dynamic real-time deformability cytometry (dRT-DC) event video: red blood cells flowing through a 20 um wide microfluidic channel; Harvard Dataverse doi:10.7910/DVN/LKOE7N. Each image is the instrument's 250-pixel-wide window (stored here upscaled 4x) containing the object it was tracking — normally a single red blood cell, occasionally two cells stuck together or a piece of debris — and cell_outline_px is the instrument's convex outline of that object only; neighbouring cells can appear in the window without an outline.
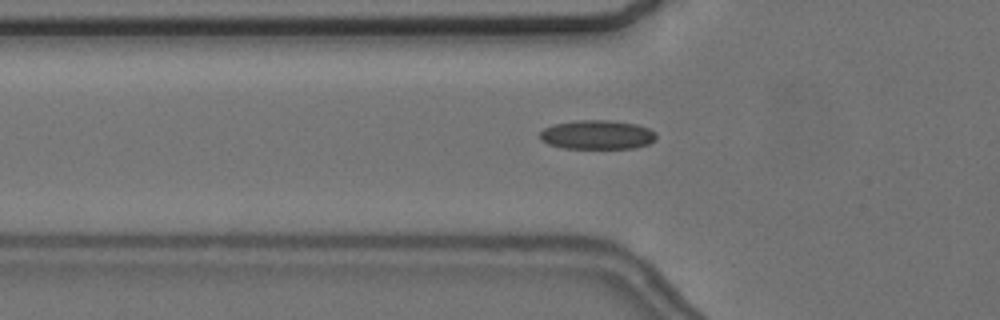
{"species": "common noctule bat (a hibernating species)", "species_latin": "Nyctalus noctula", "temperature_condition": "cold", "stored_images_in_passage": 46, "camera_frame_rate_fps": 3000, "um_per_image_px": 0.085, "animal": {"sex": "female", "body_mass_g": 24.6, "forearm_length_mm": 56.2}, "frame": {"image": 1, "passage_image": 9, "time_ms": 2.667, "image_size_px": [1000, 320], "cell_outline_px": [[656, 140], [648, 144], [636, 148], [564, 148], [548, 144], [540, 140], [540, 132], [544, 128], [556, 124], [576, 120], [608, 120], [636, 124], [648, 128], [656, 132]], "centroid_in_image_um": [50.78, 11.46], "position_along_channel_um": 75.0, "area_um2": 19.77}}
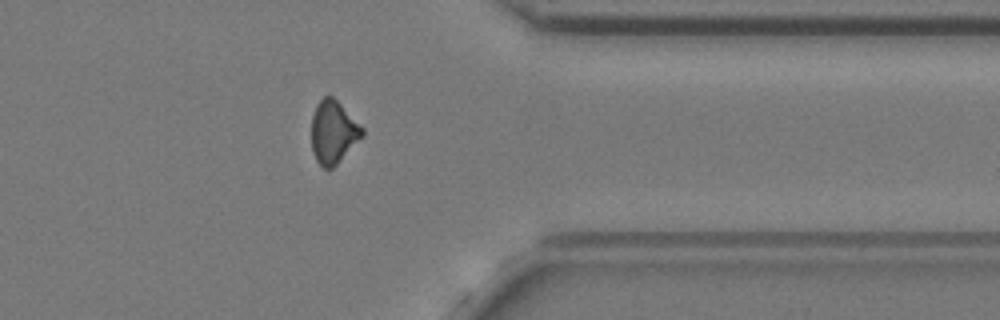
{"frame": {"image": 2, "passage_image": 35, "time_ms": 11.333, "image_size_px": [1000, 320], "cell_outline_px": [[364, 136], [332, 168], [324, 168], [316, 160], [312, 152], [312, 116], [316, 104], [324, 96], [332, 96], [364, 128]], "centroid_in_image_um": [28.33, 11.23], "position_along_channel_um": 383.1, "area_um2": 18.44}}
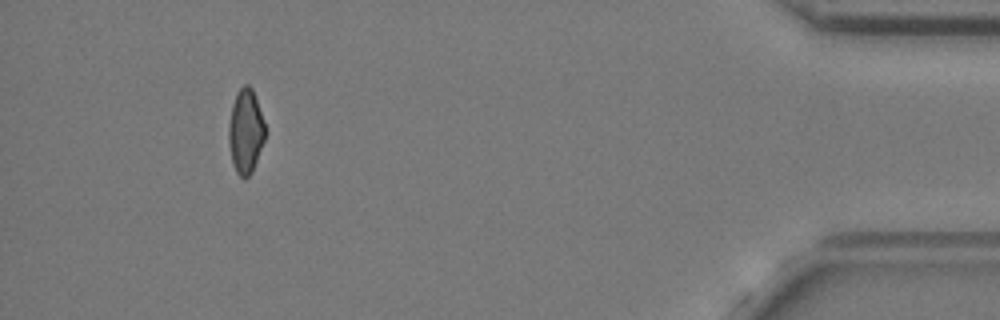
{"frame": {"image": 3, "passage_image": 42, "time_ms": 13.667, "image_size_px": [1000, 320], "cell_outline_px": [[264, 140], [252, 172], [244, 180], [236, 172], [232, 164], [228, 140], [228, 124], [232, 104], [236, 92], [244, 84], [248, 84], [252, 88], [264, 124]], "centroid_in_image_um": [20.84, 11.17], "position_along_channel_um": 414.4, "area_um2": 17.8}, "authors_computed_cell_mechanics": {"area_um2": 18.6694, "velocity_mm_per_s": 3.6654, "shape_relaxation_time_tau1_ms": null, "shape_relaxation_time_tau2_ms": 3.1614, "deformation_change_tau1": null, "deformation_change_tau2": 0.0866}}